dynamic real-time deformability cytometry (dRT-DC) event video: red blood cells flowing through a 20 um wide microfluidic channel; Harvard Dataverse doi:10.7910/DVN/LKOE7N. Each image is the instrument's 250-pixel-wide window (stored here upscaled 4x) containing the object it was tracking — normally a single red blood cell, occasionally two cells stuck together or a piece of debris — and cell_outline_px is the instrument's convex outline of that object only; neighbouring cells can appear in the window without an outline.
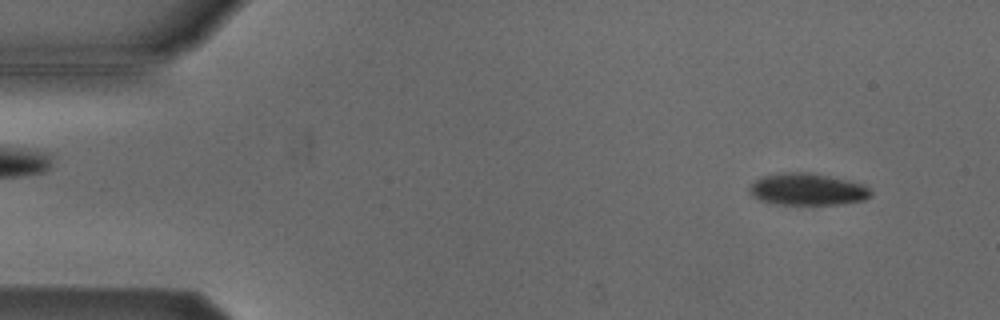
{"species": "Egyptian fruit bat (a non-hibernating species)", "species_latin": "Rousettus aegyptiacus", "temperature_condition": "cold", "stored_images_in_passage": 52, "camera_frame_rate_fps": 3000, "um_per_image_px": 0.085, "animal": {"sex": "male"}, "frame": {"image": 1, "passage_image": 4, "time_ms": 1.0, "image_size_px": [1000, 320], "cell_outline_px": [[872, 196], [864, 200], [844, 204], [776, 204], [760, 200], [752, 196], [748, 192], [748, 184], [764, 176], [780, 172], [808, 172], [828, 176], [864, 184], [872, 192]], "centroid_in_image_um": [68.61, 16.09], "position_along_channel_um": 16.4, "area_um2": 22.72}}
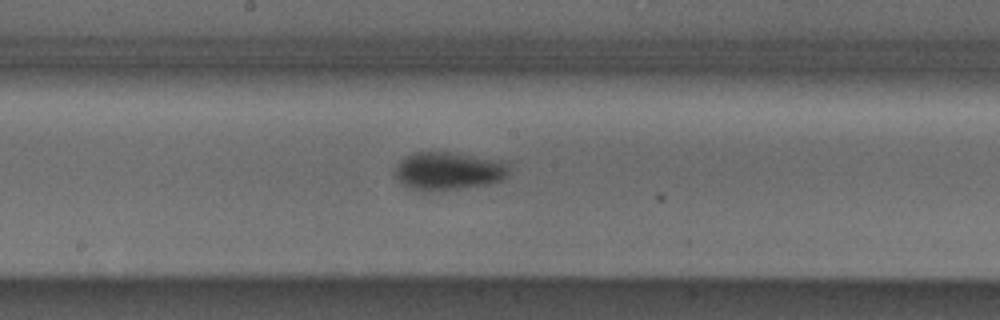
{"frame": {"image": 2, "passage_image": 27, "time_ms": 8.667, "image_size_px": [1000, 320], "cell_outline_px": [[508, 176], [500, 180], [488, 184], [464, 188], [432, 192], [420, 192], [408, 188], [400, 184], [392, 172], [396, 164], [404, 156], [416, 152], [452, 152], [500, 160], [508, 164]], "centroid_in_image_um": [38.03, 14.55], "position_along_channel_um": 210.2, "area_um2": 25.95}}
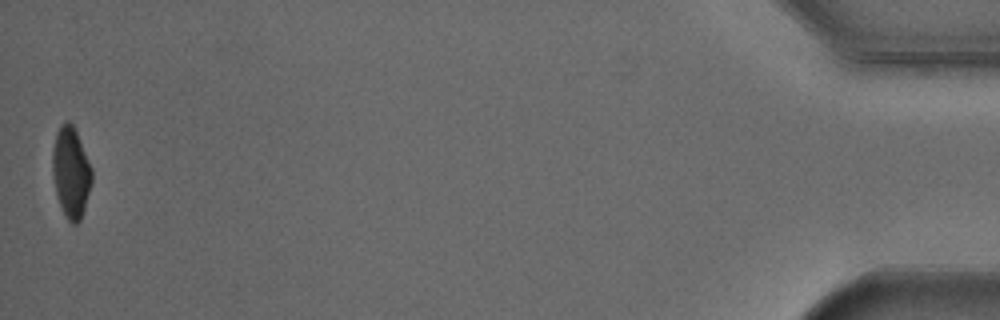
{"frame": {"image": 3, "passage_image": 52, "time_ms": 17.0, "image_size_px": [1000, 320], "cell_outline_px": [[92, 184], [80, 220], [76, 224], [72, 224], [68, 220], [56, 196], [52, 172], [52, 148], [56, 132], [60, 124], [64, 120], [68, 120], [72, 124], [76, 132], [92, 168]], "centroid_in_image_um": [6.01, 14.62], "position_along_channel_um": 429.2, "area_um2": 20.87}, "authors_computed_cell_mechanics": {"area_um2": 23.6691, "velocity_mm_per_s": 3.828, "shape_relaxation_time_tau1_ms": 4.963, "shape_relaxation_time_tau2_ms": null, "deformation_change_tau1": 0.1109, "deformation_change_tau2": null}}